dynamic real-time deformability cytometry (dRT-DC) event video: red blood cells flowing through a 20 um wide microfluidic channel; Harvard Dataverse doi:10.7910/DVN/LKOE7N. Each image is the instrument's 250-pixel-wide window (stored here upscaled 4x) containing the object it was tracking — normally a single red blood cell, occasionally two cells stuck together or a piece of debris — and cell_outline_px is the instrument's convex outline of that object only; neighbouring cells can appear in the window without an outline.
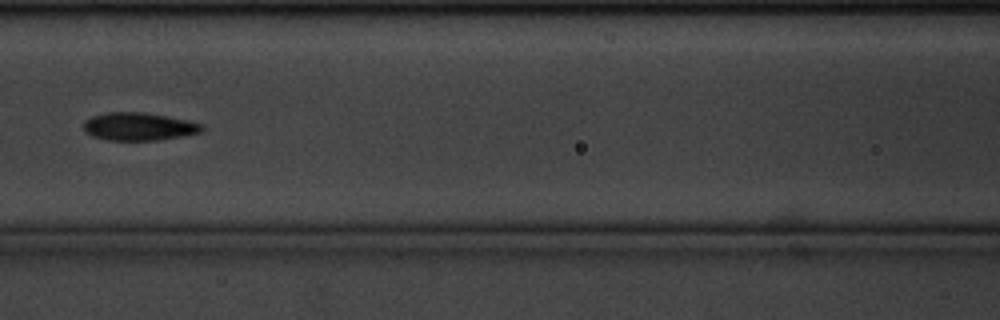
{"species": "common noctule bat (a hibernating species)", "species_latin": "Nyctalus noctula", "temperature_condition": "cold", "stored_images_in_passage": 6, "camera_frame_rate_fps": 3000, "um_per_image_px": 0.085, "animal": {"sex": "male", "body_mass_g": 20.1, "forearm_length_mm": 53.5}, "frame": {"image": 1, "passage_image": 3, "time_ms": 0.667, "image_size_px": [1000, 320], "cell_outline_px": [[204, 128], [200, 132], [180, 136], [156, 140], [108, 140], [92, 136], [84, 132], [84, 120], [92, 116], [108, 112], [144, 112], [188, 120], [204, 124]], "centroid_in_image_um": [11.78, 10.75], "position_along_channel_um": 154.8, "area_um2": 19.19}}
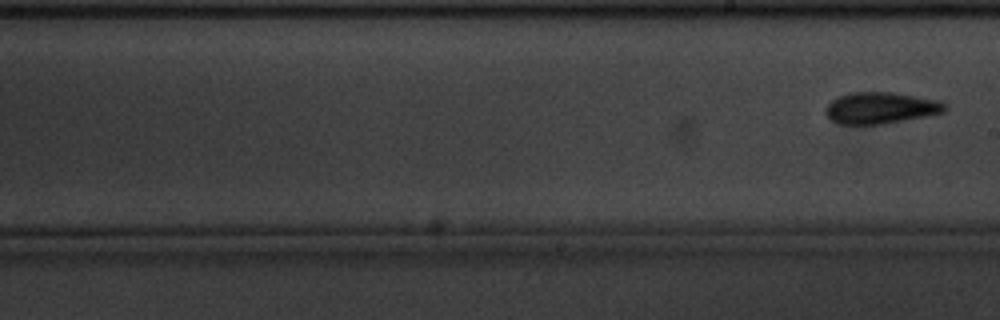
{"frame": {"image": 2, "passage_image": 6, "time_ms": 1.667, "image_size_px": [1000, 320], "cell_outline_px": [[944, 112], [884, 124], [836, 124], [824, 112], [824, 108], [836, 96], [848, 92], [892, 92], [936, 100], [944, 104]], "centroid_in_image_um": [74.75, 9.17], "position_along_channel_um": 214.2, "area_um2": 21.73}}